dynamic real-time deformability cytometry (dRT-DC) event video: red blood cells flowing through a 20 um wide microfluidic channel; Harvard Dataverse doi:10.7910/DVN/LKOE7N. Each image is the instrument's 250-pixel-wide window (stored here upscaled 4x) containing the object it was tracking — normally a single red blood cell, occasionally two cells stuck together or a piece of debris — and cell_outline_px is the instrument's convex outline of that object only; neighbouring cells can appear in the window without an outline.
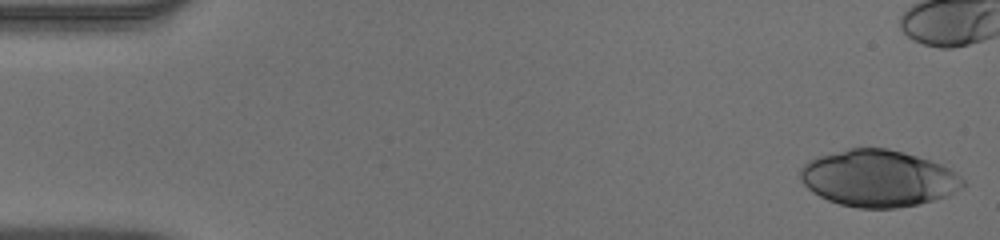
{"species": "human", "species_latin": "Homo sapiens", "temperature_condition": "warm", "stored_images_in_passage": 41, "camera_frame_rate_fps": 3000, "um_per_image_px": 0.085, "donor": {"sex": "male"}, "frame": {"image": 1, "passage_image": 1, "time_ms": 0.0, "image_size_px": [1000, 240], "cell_outline_px": [[968, 184], [964, 188], [948, 196], [920, 204], [896, 208], [856, 208], [840, 204], [828, 200], [812, 192], [800, 180], [800, 168], [808, 160], [816, 156], [848, 148], [888, 148], [916, 156], [940, 164], [956, 172]], "centroid_in_image_um": [74.66, 15.17], "position_along_channel_um": 10.3, "area_um2": 54.1}}